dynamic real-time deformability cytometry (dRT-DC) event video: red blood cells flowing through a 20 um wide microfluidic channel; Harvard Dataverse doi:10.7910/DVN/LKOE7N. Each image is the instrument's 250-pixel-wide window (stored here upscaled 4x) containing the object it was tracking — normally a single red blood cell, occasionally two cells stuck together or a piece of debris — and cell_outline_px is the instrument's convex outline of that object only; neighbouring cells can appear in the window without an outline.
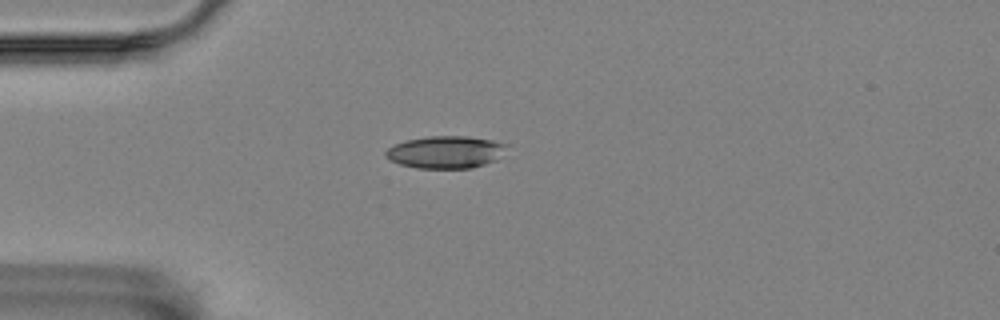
{"species": "Egyptian fruit bat (a non-hibernating species)", "species_latin": "Rousettus aegyptiacus", "temperature_condition": "room temperature", "stored_images_in_passage": 1, "camera_frame_rate_fps": 3000, "um_per_image_px": 0.085, "animal": {"sex": "female"}, "frame": {"image": 1, "passage_image": 1, "time_ms": 0.0, "image_size_px": [1000, 320], "cell_outline_px": [[508, 144], [496, 160], [472, 168], [416, 168], [400, 164], [384, 156], [384, 152], [388, 148], [404, 140], [428, 136], [468, 136], [492, 140]], "centroid_in_image_um": [37.85, 12.92], "position_along_channel_um": 47.1, "area_um2": 22.72}}